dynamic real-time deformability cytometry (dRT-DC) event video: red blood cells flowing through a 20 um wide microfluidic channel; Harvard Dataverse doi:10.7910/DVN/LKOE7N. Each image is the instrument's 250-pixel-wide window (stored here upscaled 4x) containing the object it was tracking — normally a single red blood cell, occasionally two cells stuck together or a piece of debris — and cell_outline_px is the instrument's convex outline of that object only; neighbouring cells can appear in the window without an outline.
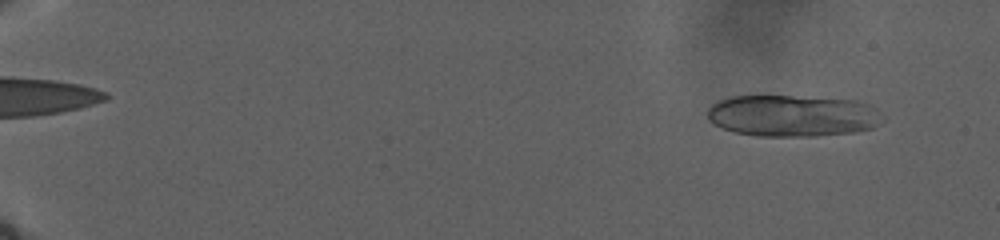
{"species": "human", "species_latin": "Homo sapiens", "temperature_condition": "warm", "stored_images_in_passage": 121, "camera_frame_rate_fps": 3000, "um_per_image_px": 0.085, "donor": {"sex": "male"}, "frame": {"image": 1, "passage_image": 17, "time_ms": 3.667, "image_size_px": [1000, 240], "cell_outline_px": [[884, 120], [872, 128], [852, 132], [816, 136], [756, 136], [736, 132], [724, 128], [708, 120], [708, 108], [716, 100], [732, 96], [760, 92], [856, 100], [872, 104], [876, 108]], "centroid_in_image_um": [67.33, 9.78], "position_along_channel_um": 17.7, "area_um2": 43.93}}
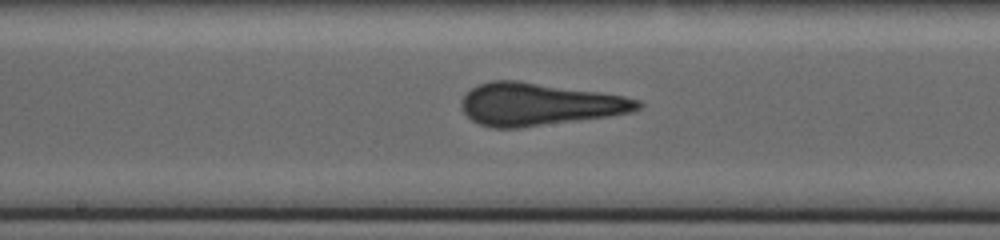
{"frame": {"image": 2, "passage_image": 71, "time_ms": 22.0, "image_size_px": [1000, 240], "cell_outline_px": [[644, 104], [640, 108], [632, 112], [608, 116], [520, 128], [492, 128], [480, 124], [472, 120], [460, 108], [460, 100], [472, 88], [480, 84], [492, 80], [516, 80], [600, 92], [624, 96], [640, 100]], "centroid_in_image_um": [45.81, 8.86], "position_along_channel_um": 202.4, "area_um2": 43.64}}
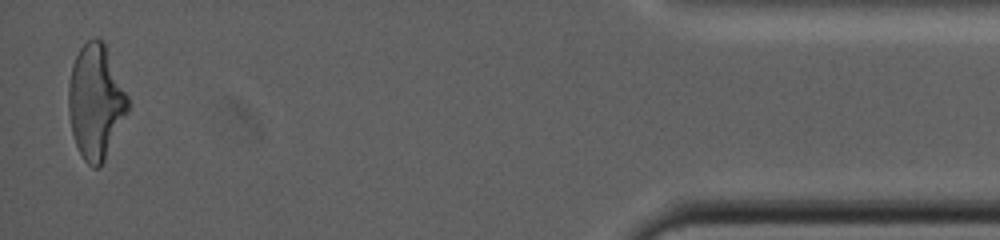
{"frame": {"image": 3, "passage_image": 118, "time_ms": 36.333, "image_size_px": [1000, 240], "cell_outline_px": [[132, 104], [100, 168], [92, 168], [84, 160], [76, 144], [72, 132], [68, 112], [68, 84], [72, 64], [80, 48], [88, 40], [96, 36], [104, 40]], "centroid_in_image_um": [8.15, 8.62], "position_along_channel_um": 427.0, "area_um2": 40.06}, "authors_computed_cell_mechanics": {"area_um2": 42.0784, "velocity_mm_per_s": 2.008, "shape_relaxation_time_tau1_ms": null, "shape_relaxation_time_tau2_ms": 1.4417, "deformation_change_tau1": null, "deformation_change_tau2": 0.0639}}